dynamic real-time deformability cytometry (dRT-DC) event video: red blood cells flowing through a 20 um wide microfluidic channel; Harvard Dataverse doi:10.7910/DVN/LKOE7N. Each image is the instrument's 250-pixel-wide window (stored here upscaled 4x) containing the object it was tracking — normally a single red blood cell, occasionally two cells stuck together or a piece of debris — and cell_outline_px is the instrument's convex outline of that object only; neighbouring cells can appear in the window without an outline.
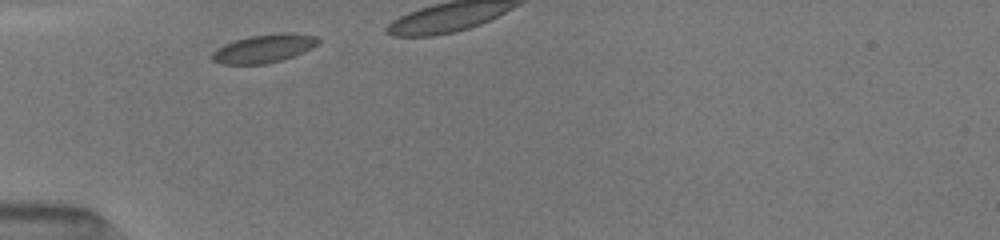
{"species": "common noctule bat (a hibernating species)", "species_latin": "Nyctalus noctula", "temperature_condition": "room temperature", "stored_images_in_passage": 4, "camera_frame_rate_fps": 3000, "um_per_image_px": 0.085, "animal": {"sex": "female", "body_mass_g": 19.5, "forearm_length_mm": 54.1}, "frame": {"image": 1, "passage_image": 1, "time_ms": 0.0, "image_size_px": [1000, 240], "cell_outline_px": [[320, 44], [312, 48], [292, 56], [280, 60], [264, 64], [220, 64], [212, 60], [212, 52], [216, 48], [224, 44], [248, 36], [280, 32], [288, 32], [316, 36], [320, 40]], "centroid_in_image_um": [22.43, 4.11], "position_along_channel_um": 62.6, "area_um2": 17.57}}
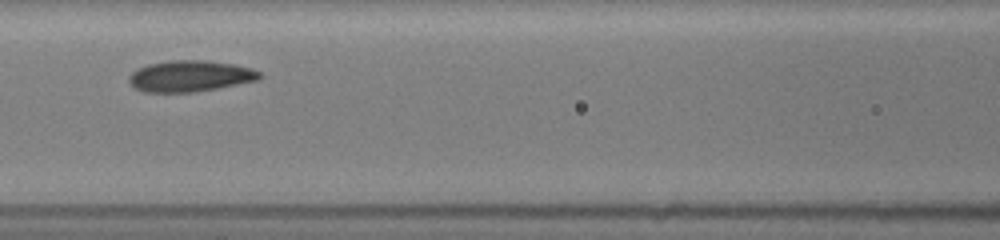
{"frame": {"image": 2, "passage_image": 4, "time_ms": 3.333, "image_size_px": [1000, 240], "cell_outline_px": [[264, 76], [260, 80], [196, 92], [144, 92], [136, 88], [128, 80], [128, 76], [132, 72], [148, 64], [168, 60], [208, 60], [232, 64], [252, 68], [260, 72]], "centroid_in_image_um": [16.2, 6.46], "position_along_channel_um": 150.4, "area_um2": 23.87}}